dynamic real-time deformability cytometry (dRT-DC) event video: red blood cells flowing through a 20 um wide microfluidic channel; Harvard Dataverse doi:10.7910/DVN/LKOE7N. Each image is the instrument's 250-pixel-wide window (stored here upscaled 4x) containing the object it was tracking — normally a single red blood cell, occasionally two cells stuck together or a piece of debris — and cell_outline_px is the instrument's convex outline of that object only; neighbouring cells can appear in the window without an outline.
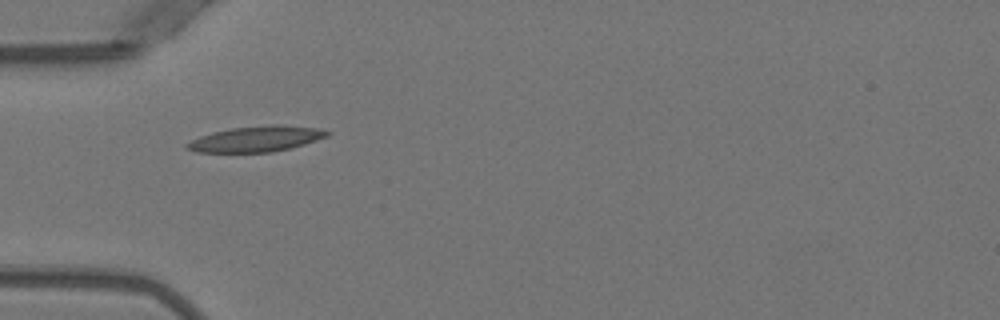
{"species": "Egyptian fruit bat (a non-hibernating species)", "species_latin": "Rousettus aegyptiacus", "temperature_condition": "warm", "stored_images_in_passage": 36, "camera_frame_rate_fps": 3000, "um_per_image_px": 0.085, "animal": {"sex": "female"}, "frame": {"image": 1, "passage_image": 1, "time_ms": 0.0, "image_size_px": [1000, 320], "cell_outline_px": [[332, 132], [328, 136], [292, 148], [272, 152], [196, 152], [184, 148], [184, 144], [200, 136], [212, 132], [232, 128], [272, 124], [284, 124], [316, 128]], "centroid_in_image_um": [21.78, 11.8], "position_along_channel_um": 63.2, "area_um2": 21.04}}
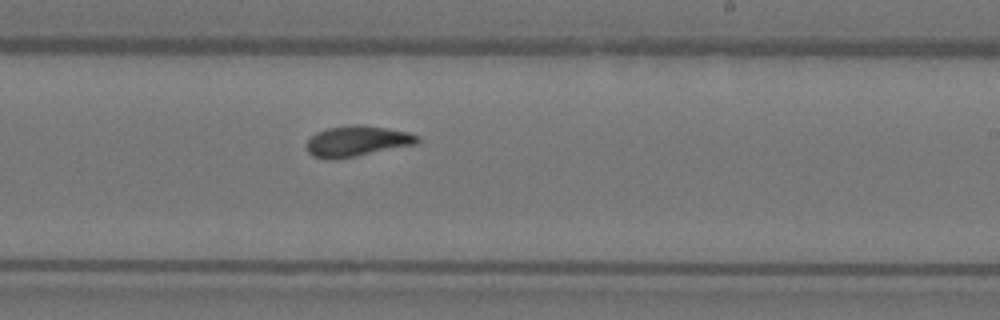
{"frame": {"image": 2, "passage_image": 16, "time_ms": 5.0, "image_size_px": [1000, 320], "cell_outline_px": [[420, 140], [416, 144], [336, 160], [328, 160], [312, 156], [308, 152], [304, 144], [316, 132], [328, 128], [356, 124], [384, 128], [408, 132], [420, 136]], "centroid_in_image_um": [30.3, 12.01], "position_along_channel_um": 258.7, "area_um2": 19.83}}
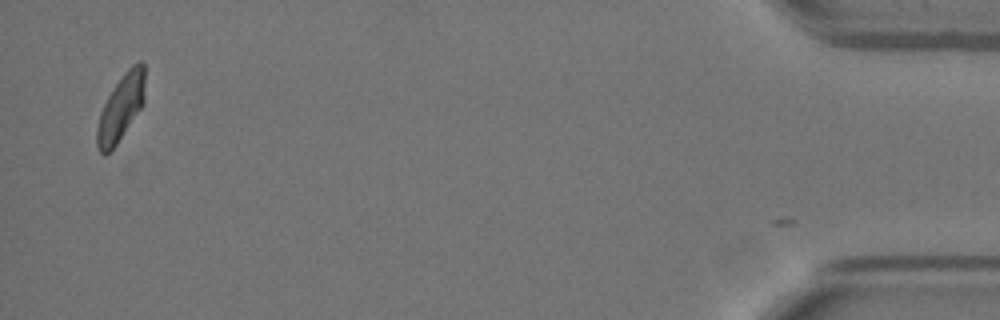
{"frame": {"image": 3, "passage_image": 35, "time_ms": 11.333, "image_size_px": [1000, 320], "cell_outline_px": [[144, 104], [116, 144], [104, 156], [100, 152], [96, 144], [96, 128], [100, 112], [108, 96], [124, 72], [132, 64], [140, 60], [144, 60]], "centroid_in_image_um": [10.27, 9.13], "position_along_channel_um": 424.9, "area_um2": 18.38}, "authors_computed_cell_mechanics": {"area_um2": 19.1029, "velocity_mm_per_s": 3.9329, "shape_relaxation_time_tau1_ms": 5.8828, "shape_relaxation_time_tau2_ms": 1.4051, "deformation_change_tau1": 0.2047, "deformation_change_tau2": 0.0885}}